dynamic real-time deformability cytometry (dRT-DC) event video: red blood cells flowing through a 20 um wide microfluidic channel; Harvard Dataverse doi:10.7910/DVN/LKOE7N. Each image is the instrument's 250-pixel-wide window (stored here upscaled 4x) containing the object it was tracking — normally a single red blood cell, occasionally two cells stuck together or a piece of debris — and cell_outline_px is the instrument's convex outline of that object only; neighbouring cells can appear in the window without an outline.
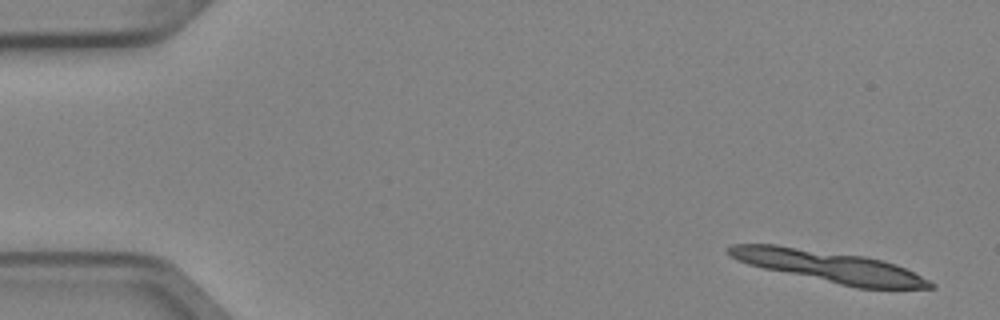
{"species": "Egyptian fruit bat (a non-hibernating species)", "species_latin": "Rousettus aegyptiacus", "temperature_condition": "cold", "stored_images_in_passage": 4, "camera_frame_rate_fps": 3000, "um_per_image_px": 0.085, "animal": {"sex": "female"}, "frame": {"image": 1, "passage_image": 1, "time_ms": 0.0, "image_size_px": [1000, 320], "cell_outline_px": [[936, 288], [856, 288], [764, 268], [748, 264], [736, 260], [728, 256], [728, 248], [732, 244], [776, 244], [864, 256], [896, 264], [936, 284]], "centroid_in_image_um": [70.45, 22.64], "position_along_channel_um": 14.5, "area_um2": 36.7}}
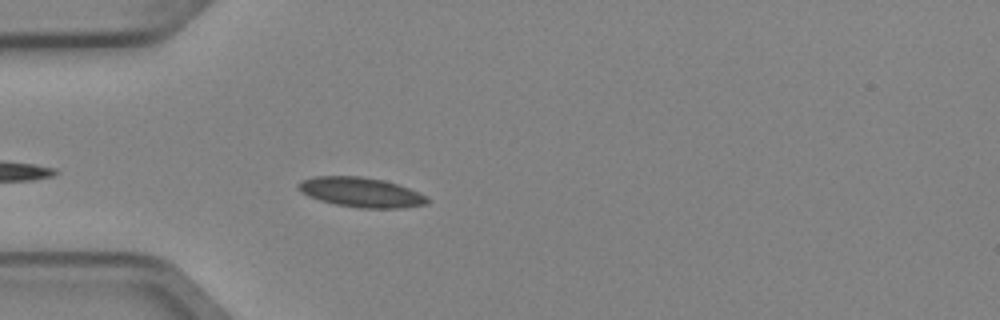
{"frame": {"image": 2, "passage_image": 4, "time_ms": 1.0, "image_size_px": [1000, 320], "cell_outline_px": [[428, 204], [404, 208], [360, 208], [336, 204], [320, 200], [308, 196], [300, 192], [296, 188], [296, 184], [300, 180], [312, 176], [360, 176], [384, 180], [408, 188], [428, 196]], "centroid_in_image_um": [30.65, 16.34], "position_along_channel_um": 54.4, "area_um2": 22.54}}